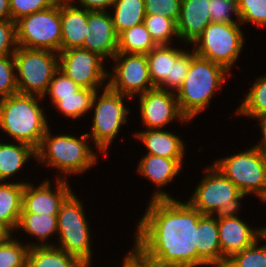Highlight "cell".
I'll use <instances>...</instances> for the list:
<instances>
[{
	"mask_svg": "<svg viewBox=\"0 0 266 267\" xmlns=\"http://www.w3.org/2000/svg\"><path fill=\"white\" fill-rule=\"evenodd\" d=\"M202 171L204 176L187 201L203 215H213L217 219L237 217L247 195L242 194L213 164Z\"/></svg>",
	"mask_w": 266,
	"mask_h": 267,
	"instance_id": "obj_5",
	"label": "cell"
},
{
	"mask_svg": "<svg viewBox=\"0 0 266 267\" xmlns=\"http://www.w3.org/2000/svg\"><path fill=\"white\" fill-rule=\"evenodd\" d=\"M18 49L16 22L5 20L0 22V57L13 55Z\"/></svg>",
	"mask_w": 266,
	"mask_h": 267,
	"instance_id": "obj_41",
	"label": "cell"
},
{
	"mask_svg": "<svg viewBox=\"0 0 266 267\" xmlns=\"http://www.w3.org/2000/svg\"><path fill=\"white\" fill-rule=\"evenodd\" d=\"M175 46V47H174ZM188 48L178 45H157L147 56L149 75L154 87L171 92V70L175 60Z\"/></svg>",
	"mask_w": 266,
	"mask_h": 267,
	"instance_id": "obj_23",
	"label": "cell"
},
{
	"mask_svg": "<svg viewBox=\"0 0 266 267\" xmlns=\"http://www.w3.org/2000/svg\"><path fill=\"white\" fill-rule=\"evenodd\" d=\"M0 182V221L13 233L22 211L24 186L31 181Z\"/></svg>",
	"mask_w": 266,
	"mask_h": 267,
	"instance_id": "obj_26",
	"label": "cell"
},
{
	"mask_svg": "<svg viewBox=\"0 0 266 267\" xmlns=\"http://www.w3.org/2000/svg\"><path fill=\"white\" fill-rule=\"evenodd\" d=\"M18 47L61 51L60 0L48 9L16 21Z\"/></svg>",
	"mask_w": 266,
	"mask_h": 267,
	"instance_id": "obj_11",
	"label": "cell"
},
{
	"mask_svg": "<svg viewBox=\"0 0 266 267\" xmlns=\"http://www.w3.org/2000/svg\"><path fill=\"white\" fill-rule=\"evenodd\" d=\"M113 60V61H112ZM108 68L107 86L132 99L155 88L151 82L146 54L117 52Z\"/></svg>",
	"mask_w": 266,
	"mask_h": 267,
	"instance_id": "obj_12",
	"label": "cell"
},
{
	"mask_svg": "<svg viewBox=\"0 0 266 267\" xmlns=\"http://www.w3.org/2000/svg\"><path fill=\"white\" fill-rule=\"evenodd\" d=\"M11 20L16 22L22 17L39 12L55 5L59 0H9Z\"/></svg>",
	"mask_w": 266,
	"mask_h": 267,
	"instance_id": "obj_39",
	"label": "cell"
},
{
	"mask_svg": "<svg viewBox=\"0 0 266 267\" xmlns=\"http://www.w3.org/2000/svg\"><path fill=\"white\" fill-rule=\"evenodd\" d=\"M83 201L73 191L61 204L57 215L58 231L54 246L77 257L88 267L93 260L91 228Z\"/></svg>",
	"mask_w": 266,
	"mask_h": 267,
	"instance_id": "obj_7",
	"label": "cell"
},
{
	"mask_svg": "<svg viewBox=\"0 0 266 267\" xmlns=\"http://www.w3.org/2000/svg\"><path fill=\"white\" fill-rule=\"evenodd\" d=\"M239 217L218 218L219 240L221 247V267L234 254L253 245L261 238L262 228L249 226Z\"/></svg>",
	"mask_w": 266,
	"mask_h": 267,
	"instance_id": "obj_17",
	"label": "cell"
},
{
	"mask_svg": "<svg viewBox=\"0 0 266 267\" xmlns=\"http://www.w3.org/2000/svg\"><path fill=\"white\" fill-rule=\"evenodd\" d=\"M156 46L144 23L128 28L118 35V52L148 54Z\"/></svg>",
	"mask_w": 266,
	"mask_h": 267,
	"instance_id": "obj_30",
	"label": "cell"
},
{
	"mask_svg": "<svg viewBox=\"0 0 266 267\" xmlns=\"http://www.w3.org/2000/svg\"><path fill=\"white\" fill-rule=\"evenodd\" d=\"M209 2L211 22L241 24L237 0H209Z\"/></svg>",
	"mask_w": 266,
	"mask_h": 267,
	"instance_id": "obj_38",
	"label": "cell"
},
{
	"mask_svg": "<svg viewBox=\"0 0 266 267\" xmlns=\"http://www.w3.org/2000/svg\"><path fill=\"white\" fill-rule=\"evenodd\" d=\"M237 4L243 28L249 23L266 28V0H237Z\"/></svg>",
	"mask_w": 266,
	"mask_h": 267,
	"instance_id": "obj_35",
	"label": "cell"
},
{
	"mask_svg": "<svg viewBox=\"0 0 266 267\" xmlns=\"http://www.w3.org/2000/svg\"><path fill=\"white\" fill-rule=\"evenodd\" d=\"M260 137H261V139H260V141H257V143L262 148L263 153H264L265 158H266V134H262V136H260Z\"/></svg>",
	"mask_w": 266,
	"mask_h": 267,
	"instance_id": "obj_48",
	"label": "cell"
},
{
	"mask_svg": "<svg viewBox=\"0 0 266 267\" xmlns=\"http://www.w3.org/2000/svg\"><path fill=\"white\" fill-rule=\"evenodd\" d=\"M231 75L224 66L196 55L192 49L189 71L175 93L181 113L193 121L207 110L214 94L222 91Z\"/></svg>",
	"mask_w": 266,
	"mask_h": 267,
	"instance_id": "obj_4",
	"label": "cell"
},
{
	"mask_svg": "<svg viewBox=\"0 0 266 267\" xmlns=\"http://www.w3.org/2000/svg\"><path fill=\"white\" fill-rule=\"evenodd\" d=\"M87 32L82 48L97 53L106 61L118 52V35L109 11H88Z\"/></svg>",
	"mask_w": 266,
	"mask_h": 267,
	"instance_id": "obj_18",
	"label": "cell"
},
{
	"mask_svg": "<svg viewBox=\"0 0 266 267\" xmlns=\"http://www.w3.org/2000/svg\"><path fill=\"white\" fill-rule=\"evenodd\" d=\"M109 13L112 17L114 30L119 35L128 28L144 23L145 1L116 0Z\"/></svg>",
	"mask_w": 266,
	"mask_h": 267,
	"instance_id": "obj_28",
	"label": "cell"
},
{
	"mask_svg": "<svg viewBox=\"0 0 266 267\" xmlns=\"http://www.w3.org/2000/svg\"><path fill=\"white\" fill-rule=\"evenodd\" d=\"M144 24L157 45L175 44L173 42L175 39L179 41L177 23L168 17L161 15H146Z\"/></svg>",
	"mask_w": 266,
	"mask_h": 267,
	"instance_id": "obj_32",
	"label": "cell"
},
{
	"mask_svg": "<svg viewBox=\"0 0 266 267\" xmlns=\"http://www.w3.org/2000/svg\"><path fill=\"white\" fill-rule=\"evenodd\" d=\"M261 241L263 245L259 244ZM224 267H266V241L261 237L229 258Z\"/></svg>",
	"mask_w": 266,
	"mask_h": 267,
	"instance_id": "obj_34",
	"label": "cell"
},
{
	"mask_svg": "<svg viewBox=\"0 0 266 267\" xmlns=\"http://www.w3.org/2000/svg\"><path fill=\"white\" fill-rule=\"evenodd\" d=\"M146 15L168 17L176 23L180 17L182 0H144Z\"/></svg>",
	"mask_w": 266,
	"mask_h": 267,
	"instance_id": "obj_40",
	"label": "cell"
},
{
	"mask_svg": "<svg viewBox=\"0 0 266 267\" xmlns=\"http://www.w3.org/2000/svg\"><path fill=\"white\" fill-rule=\"evenodd\" d=\"M241 26L237 23L210 22L190 45L191 49L196 55L220 64L233 73L231 69L240 60L246 43Z\"/></svg>",
	"mask_w": 266,
	"mask_h": 267,
	"instance_id": "obj_9",
	"label": "cell"
},
{
	"mask_svg": "<svg viewBox=\"0 0 266 267\" xmlns=\"http://www.w3.org/2000/svg\"><path fill=\"white\" fill-rule=\"evenodd\" d=\"M15 235L0 243V267H26L27 265L29 246Z\"/></svg>",
	"mask_w": 266,
	"mask_h": 267,
	"instance_id": "obj_33",
	"label": "cell"
},
{
	"mask_svg": "<svg viewBox=\"0 0 266 267\" xmlns=\"http://www.w3.org/2000/svg\"><path fill=\"white\" fill-rule=\"evenodd\" d=\"M18 231L19 233L23 231L24 234L33 237L34 242L26 241L29 247L54 246V243L50 242L49 239H52L51 237L54 235L57 237V215L21 213L13 234Z\"/></svg>",
	"mask_w": 266,
	"mask_h": 267,
	"instance_id": "obj_25",
	"label": "cell"
},
{
	"mask_svg": "<svg viewBox=\"0 0 266 267\" xmlns=\"http://www.w3.org/2000/svg\"><path fill=\"white\" fill-rule=\"evenodd\" d=\"M12 235L13 232L0 221V243L7 241Z\"/></svg>",
	"mask_w": 266,
	"mask_h": 267,
	"instance_id": "obj_46",
	"label": "cell"
},
{
	"mask_svg": "<svg viewBox=\"0 0 266 267\" xmlns=\"http://www.w3.org/2000/svg\"><path fill=\"white\" fill-rule=\"evenodd\" d=\"M18 93L16 65L13 55L0 57V99Z\"/></svg>",
	"mask_w": 266,
	"mask_h": 267,
	"instance_id": "obj_37",
	"label": "cell"
},
{
	"mask_svg": "<svg viewBox=\"0 0 266 267\" xmlns=\"http://www.w3.org/2000/svg\"><path fill=\"white\" fill-rule=\"evenodd\" d=\"M13 56L18 93L43 97L58 70V53L18 47Z\"/></svg>",
	"mask_w": 266,
	"mask_h": 267,
	"instance_id": "obj_10",
	"label": "cell"
},
{
	"mask_svg": "<svg viewBox=\"0 0 266 267\" xmlns=\"http://www.w3.org/2000/svg\"><path fill=\"white\" fill-rule=\"evenodd\" d=\"M81 87H79L73 80L66 76L59 69L54 73L50 84L48 85L46 93L43 95L42 99L46 100L49 97V102L51 100V107H53L61 97L75 96Z\"/></svg>",
	"mask_w": 266,
	"mask_h": 267,
	"instance_id": "obj_36",
	"label": "cell"
},
{
	"mask_svg": "<svg viewBox=\"0 0 266 267\" xmlns=\"http://www.w3.org/2000/svg\"><path fill=\"white\" fill-rule=\"evenodd\" d=\"M42 100L40 96L21 93L0 99V132L5 133V138L38 149L51 124Z\"/></svg>",
	"mask_w": 266,
	"mask_h": 267,
	"instance_id": "obj_3",
	"label": "cell"
},
{
	"mask_svg": "<svg viewBox=\"0 0 266 267\" xmlns=\"http://www.w3.org/2000/svg\"><path fill=\"white\" fill-rule=\"evenodd\" d=\"M95 92L96 90L80 88L75 96L61 97L53 107L57 113L76 121L90 113Z\"/></svg>",
	"mask_w": 266,
	"mask_h": 267,
	"instance_id": "obj_31",
	"label": "cell"
},
{
	"mask_svg": "<svg viewBox=\"0 0 266 267\" xmlns=\"http://www.w3.org/2000/svg\"><path fill=\"white\" fill-rule=\"evenodd\" d=\"M262 228L261 237L266 241V226H260Z\"/></svg>",
	"mask_w": 266,
	"mask_h": 267,
	"instance_id": "obj_49",
	"label": "cell"
},
{
	"mask_svg": "<svg viewBox=\"0 0 266 267\" xmlns=\"http://www.w3.org/2000/svg\"><path fill=\"white\" fill-rule=\"evenodd\" d=\"M184 166V159H168L156 155L144 154L138 162L137 176L146 178L155 185V190L150 194V200L173 199L163 187L169 186V183L180 176Z\"/></svg>",
	"mask_w": 266,
	"mask_h": 267,
	"instance_id": "obj_16",
	"label": "cell"
},
{
	"mask_svg": "<svg viewBox=\"0 0 266 267\" xmlns=\"http://www.w3.org/2000/svg\"><path fill=\"white\" fill-rule=\"evenodd\" d=\"M137 97L139 117L144 129H167L176 120L182 125L192 123L181 113L174 92L155 87Z\"/></svg>",
	"mask_w": 266,
	"mask_h": 267,
	"instance_id": "obj_14",
	"label": "cell"
},
{
	"mask_svg": "<svg viewBox=\"0 0 266 267\" xmlns=\"http://www.w3.org/2000/svg\"><path fill=\"white\" fill-rule=\"evenodd\" d=\"M185 50L172 64L171 92L176 93L185 80L191 63V48Z\"/></svg>",
	"mask_w": 266,
	"mask_h": 267,
	"instance_id": "obj_42",
	"label": "cell"
},
{
	"mask_svg": "<svg viewBox=\"0 0 266 267\" xmlns=\"http://www.w3.org/2000/svg\"><path fill=\"white\" fill-rule=\"evenodd\" d=\"M106 60L84 48H72L58 53V69L79 87L101 90L107 86ZM106 81V82H105Z\"/></svg>",
	"mask_w": 266,
	"mask_h": 267,
	"instance_id": "obj_13",
	"label": "cell"
},
{
	"mask_svg": "<svg viewBox=\"0 0 266 267\" xmlns=\"http://www.w3.org/2000/svg\"><path fill=\"white\" fill-rule=\"evenodd\" d=\"M75 6L88 11H109L116 0H70ZM76 2L78 4H76Z\"/></svg>",
	"mask_w": 266,
	"mask_h": 267,
	"instance_id": "obj_43",
	"label": "cell"
},
{
	"mask_svg": "<svg viewBox=\"0 0 266 267\" xmlns=\"http://www.w3.org/2000/svg\"><path fill=\"white\" fill-rule=\"evenodd\" d=\"M88 141L91 139L86 133L79 137L65 132L53 135L49 127L36 150V161L39 166L46 164V168L56 169L59 174L55 175V179L70 180L67 176H82L81 174L96 167L95 164L100 162L98 154L101 152L94 151L93 144Z\"/></svg>",
	"mask_w": 266,
	"mask_h": 267,
	"instance_id": "obj_2",
	"label": "cell"
},
{
	"mask_svg": "<svg viewBox=\"0 0 266 267\" xmlns=\"http://www.w3.org/2000/svg\"><path fill=\"white\" fill-rule=\"evenodd\" d=\"M210 22L209 0H182L177 22L179 42L190 46Z\"/></svg>",
	"mask_w": 266,
	"mask_h": 267,
	"instance_id": "obj_19",
	"label": "cell"
},
{
	"mask_svg": "<svg viewBox=\"0 0 266 267\" xmlns=\"http://www.w3.org/2000/svg\"><path fill=\"white\" fill-rule=\"evenodd\" d=\"M216 158L212 164L230 181L242 194L256 196L264 204L266 201V158L262 148L255 142L246 150ZM252 194V195H251Z\"/></svg>",
	"mask_w": 266,
	"mask_h": 267,
	"instance_id": "obj_8",
	"label": "cell"
},
{
	"mask_svg": "<svg viewBox=\"0 0 266 267\" xmlns=\"http://www.w3.org/2000/svg\"><path fill=\"white\" fill-rule=\"evenodd\" d=\"M126 99L131 98L111 90L108 86L94 94L91 104L93 112H90L93 113L92 126L86 134L91 139L94 149L105 156L116 136L120 135L122 126L127 125L130 118L128 115L131 111L125 104Z\"/></svg>",
	"mask_w": 266,
	"mask_h": 267,
	"instance_id": "obj_6",
	"label": "cell"
},
{
	"mask_svg": "<svg viewBox=\"0 0 266 267\" xmlns=\"http://www.w3.org/2000/svg\"><path fill=\"white\" fill-rule=\"evenodd\" d=\"M5 140L0 138V182H13L10 180L32 161L30 159H37L36 149L28 144Z\"/></svg>",
	"mask_w": 266,
	"mask_h": 267,
	"instance_id": "obj_24",
	"label": "cell"
},
{
	"mask_svg": "<svg viewBox=\"0 0 266 267\" xmlns=\"http://www.w3.org/2000/svg\"><path fill=\"white\" fill-rule=\"evenodd\" d=\"M197 267H221L218 219L202 215L196 226Z\"/></svg>",
	"mask_w": 266,
	"mask_h": 267,
	"instance_id": "obj_21",
	"label": "cell"
},
{
	"mask_svg": "<svg viewBox=\"0 0 266 267\" xmlns=\"http://www.w3.org/2000/svg\"><path fill=\"white\" fill-rule=\"evenodd\" d=\"M69 182L71 181L56 179L54 187L48 178L37 186L33 182L26 183L21 213L58 215L61 204L74 191Z\"/></svg>",
	"mask_w": 266,
	"mask_h": 267,
	"instance_id": "obj_15",
	"label": "cell"
},
{
	"mask_svg": "<svg viewBox=\"0 0 266 267\" xmlns=\"http://www.w3.org/2000/svg\"><path fill=\"white\" fill-rule=\"evenodd\" d=\"M26 267H88L56 246L29 247Z\"/></svg>",
	"mask_w": 266,
	"mask_h": 267,
	"instance_id": "obj_27",
	"label": "cell"
},
{
	"mask_svg": "<svg viewBox=\"0 0 266 267\" xmlns=\"http://www.w3.org/2000/svg\"><path fill=\"white\" fill-rule=\"evenodd\" d=\"M11 20L10 1L0 0V22Z\"/></svg>",
	"mask_w": 266,
	"mask_h": 267,
	"instance_id": "obj_45",
	"label": "cell"
},
{
	"mask_svg": "<svg viewBox=\"0 0 266 267\" xmlns=\"http://www.w3.org/2000/svg\"><path fill=\"white\" fill-rule=\"evenodd\" d=\"M258 122V125H256L257 123H255V125H254V128L256 127V126H259L260 128V132H261V134H266V115L265 116H263L259 121H257Z\"/></svg>",
	"mask_w": 266,
	"mask_h": 267,
	"instance_id": "obj_47",
	"label": "cell"
},
{
	"mask_svg": "<svg viewBox=\"0 0 266 267\" xmlns=\"http://www.w3.org/2000/svg\"><path fill=\"white\" fill-rule=\"evenodd\" d=\"M253 81L251 88L245 94V98L241 99V104L233 113L234 116H244L259 121L266 115V74L256 77Z\"/></svg>",
	"mask_w": 266,
	"mask_h": 267,
	"instance_id": "obj_29",
	"label": "cell"
},
{
	"mask_svg": "<svg viewBox=\"0 0 266 267\" xmlns=\"http://www.w3.org/2000/svg\"><path fill=\"white\" fill-rule=\"evenodd\" d=\"M61 51L82 48L87 32L88 10L70 0H60Z\"/></svg>",
	"mask_w": 266,
	"mask_h": 267,
	"instance_id": "obj_22",
	"label": "cell"
},
{
	"mask_svg": "<svg viewBox=\"0 0 266 267\" xmlns=\"http://www.w3.org/2000/svg\"><path fill=\"white\" fill-rule=\"evenodd\" d=\"M146 148V154L168 159H186V143L176 132L165 129H142L133 133Z\"/></svg>",
	"mask_w": 266,
	"mask_h": 267,
	"instance_id": "obj_20",
	"label": "cell"
},
{
	"mask_svg": "<svg viewBox=\"0 0 266 267\" xmlns=\"http://www.w3.org/2000/svg\"><path fill=\"white\" fill-rule=\"evenodd\" d=\"M121 267H153L141 261L131 250L123 256Z\"/></svg>",
	"mask_w": 266,
	"mask_h": 267,
	"instance_id": "obj_44",
	"label": "cell"
},
{
	"mask_svg": "<svg viewBox=\"0 0 266 267\" xmlns=\"http://www.w3.org/2000/svg\"><path fill=\"white\" fill-rule=\"evenodd\" d=\"M178 198L148 200L130 249L153 267H197L196 226L203 215Z\"/></svg>",
	"mask_w": 266,
	"mask_h": 267,
	"instance_id": "obj_1",
	"label": "cell"
}]
</instances>
